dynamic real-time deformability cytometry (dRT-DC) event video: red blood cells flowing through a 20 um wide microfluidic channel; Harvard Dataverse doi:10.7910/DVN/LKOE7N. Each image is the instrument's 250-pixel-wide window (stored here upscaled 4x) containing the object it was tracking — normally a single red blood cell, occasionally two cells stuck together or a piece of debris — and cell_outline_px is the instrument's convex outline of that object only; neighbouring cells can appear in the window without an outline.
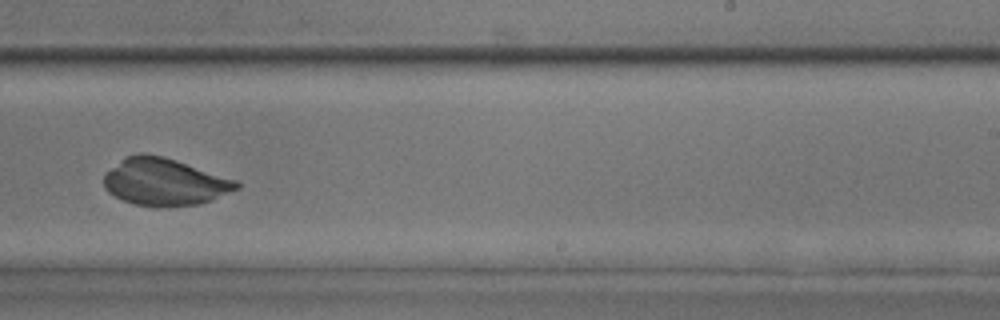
{"species": "common noctule bat (a hibernating species)", "species_latin": "Nyctalus noctula", "temperature_condition": "room temperature", "stored_images_in_passage": 42, "camera_frame_rate_fps": 3000, "um_per_image_px": 0.085, "animal": {"sex": "male", "body_mass_g": 17.9, "forearm_length_mm": 54.2}, "frame": {"image": 1, "passage_image": 26, "time_ms": 8.333, "image_size_px": [1000, 320], "cell_outline_px": [[240, 188], [212, 200], [196, 204], [156, 208], [136, 204], [124, 200], [108, 192], [104, 188], [104, 176], [112, 168], [128, 156], [136, 152], [144, 152], [164, 156], [236, 180], [240, 184]], "centroid_in_image_um": [14.0, 15.47], "position_along_channel_um": 275.0, "area_um2": 36.3}}
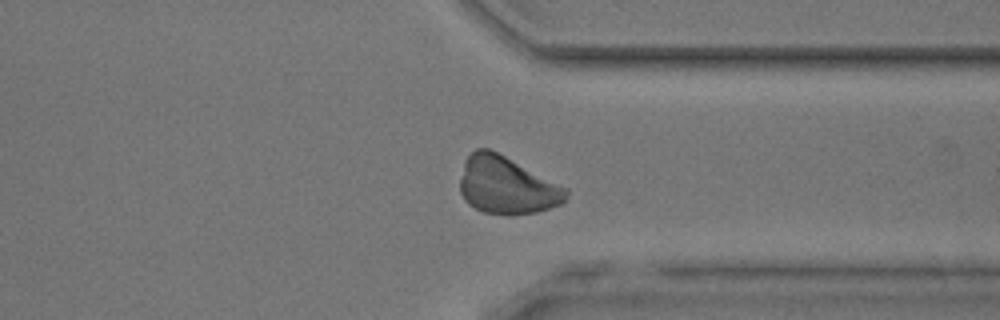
{"frame": {"image": 2, "passage_image": 32, "time_ms": 10.333, "image_size_px": [1000, 320], "cell_outline_px": [[568, 196], [560, 204], [536, 212], [484, 212], [468, 204], [464, 200], [460, 192], [460, 180], [464, 160], [476, 148], [488, 148], [568, 188]], "centroid_in_image_um": [43.04, 15.72], "position_along_channel_um": 368.4, "area_um2": 34.62}}
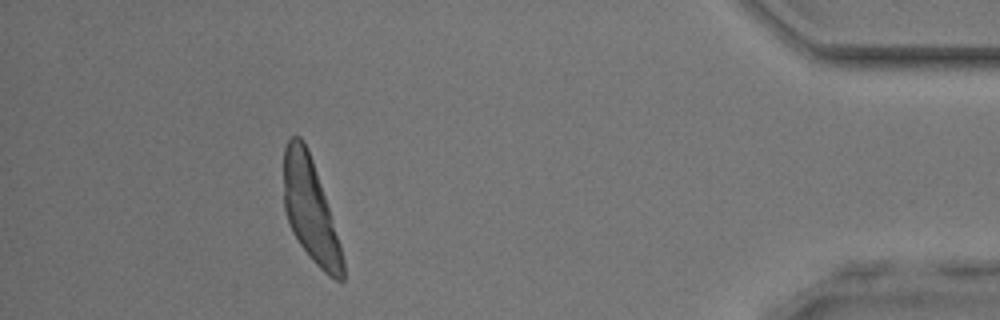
{"frame": {"image": 3, "passage_image": 38, "time_ms": 12.333, "image_size_px": [1000, 320], "cell_outline_px": [[344, 280], [336, 280], [328, 276], [312, 260], [300, 244], [292, 232], [284, 208], [284, 148], [288, 140], [292, 136], [300, 136], [304, 140], [312, 160], [340, 244], [344, 260]], "centroid_in_image_um": [26.36, 17.87], "position_along_channel_um": 408.8, "area_um2": 34.74}}